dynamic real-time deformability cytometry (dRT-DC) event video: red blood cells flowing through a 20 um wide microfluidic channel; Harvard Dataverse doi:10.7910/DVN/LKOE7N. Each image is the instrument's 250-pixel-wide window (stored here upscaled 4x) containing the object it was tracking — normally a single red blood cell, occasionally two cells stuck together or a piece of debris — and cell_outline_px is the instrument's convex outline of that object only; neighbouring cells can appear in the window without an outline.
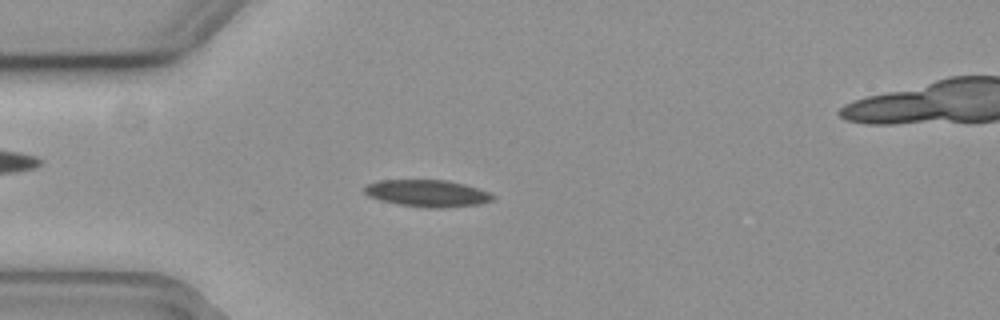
{"species": "common noctule bat (a hibernating species)", "species_latin": "Nyctalus noctula", "temperature_condition": "cold", "stored_images_in_passage": 58, "segment_of_instrument_passage": [1, 2], "camera_frame_rate_fps": 3000, "um_per_image_px": 0.085, "animal": {"sex": "female", "body_mass_g": 19.3, "forearm_length_mm": 54.1}, "frame": {"image": 1, "passage_image": 16, "time_ms": 5.0, "image_size_px": [1000, 320], "cell_outline_px": [[496, 196], [492, 200], [476, 204], [440, 208], [428, 208], [400, 204], [380, 200], [368, 196], [364, 192], [364, 184], [376, 180], [448, 180], [464, 184], [492, 192]], "centroid_in_image_um": [36.3, 16.41], "position_along_channel_um": 48.7, "area_um2": 20.23}}
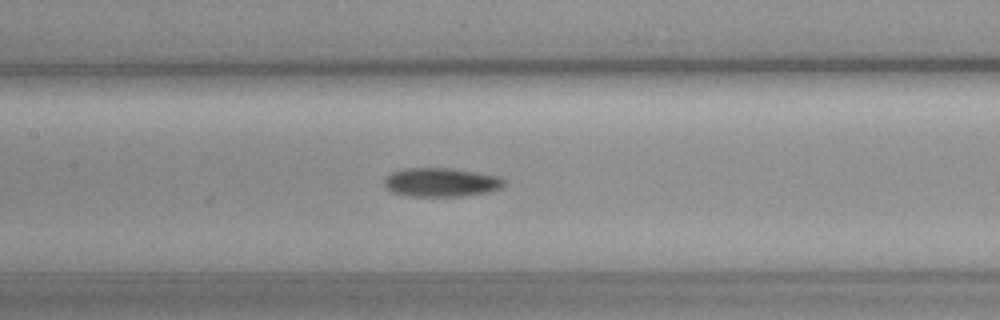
{"frame": {"image": 2, "passage_image": 27, "time_ms": 8.667, "image_size_px": [1000, 320], "cell_outline_px": [[504, 184], [500, 188], [488, 192], [460, 196], [408, 196], [392, 192], [384, 184], [384, 180], [392, 172], [404, 168], [452, 168], [500, 176], [504, 180]], "centroid_in_image_um": [37.49, 15.49], "position_along_channel_um": 169.9, "area_um2": 20.06}}
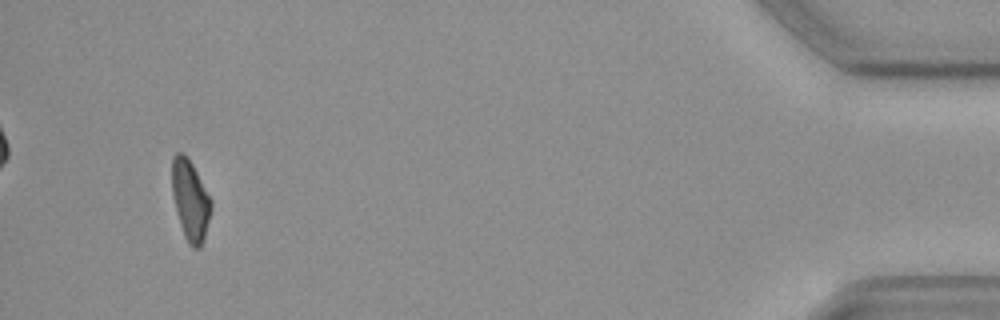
{"frame": {"image": 3, "passage_image": 54, "time_ms": 17.667, "image_size_px": [1000, 320], "cell_outline_px": [[212, 208], [204, 240], [200, 248], [192, 248], [188, 244], [184, 236], [176, 212], [172, 192], [172, 156], [176, 152], [180, 152], [192, 164], [212, 200]], "centroid_in_image_um": [16.18, 17.07], "position_along_channel_um": 419.0, "area_um2": 18.32}}